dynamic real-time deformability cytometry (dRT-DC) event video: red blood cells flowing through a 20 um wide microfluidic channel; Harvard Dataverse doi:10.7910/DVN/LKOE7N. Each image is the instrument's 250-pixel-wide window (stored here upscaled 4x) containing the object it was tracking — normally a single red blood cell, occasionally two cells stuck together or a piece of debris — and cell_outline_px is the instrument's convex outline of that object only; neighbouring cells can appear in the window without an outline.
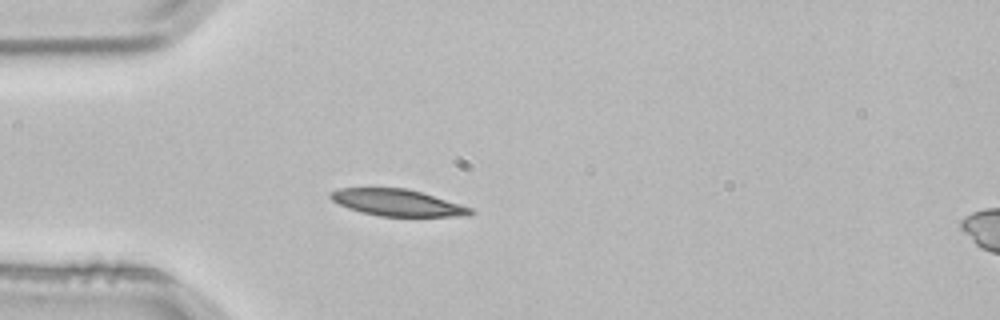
{"species": "common noctule bat (a hibernating species)", "species_latin": "Nyctalus noctula", "temperature_condition": "room temperature", "stored_images_in_passage": 4, "segment_of_instrument_passage": [1, 2], "camera_frame_rate_fps": 3000, "um_per_image_px": 0.085, "animal": {"sex": "male", "body_mass_g": 21.5, "forearm_length_mm": 52.0}, "frame": {"image": 1, "passage_image": 3, "time_ms": 0.667, "image_size_px": [1000, 320], "cell_outline_px": [[476, 212], [468, 216], [380, 216], [360, 212], [348, 208], [332, 200], [328, 196], [332, 192], [340, 188], [404, 188], [420, 192], [460, 204], [472, 208]], "centroid_in_image_um": [33.78, 17.23], "position_along_channel_um": 51.2, "area_um2": 21.5}}